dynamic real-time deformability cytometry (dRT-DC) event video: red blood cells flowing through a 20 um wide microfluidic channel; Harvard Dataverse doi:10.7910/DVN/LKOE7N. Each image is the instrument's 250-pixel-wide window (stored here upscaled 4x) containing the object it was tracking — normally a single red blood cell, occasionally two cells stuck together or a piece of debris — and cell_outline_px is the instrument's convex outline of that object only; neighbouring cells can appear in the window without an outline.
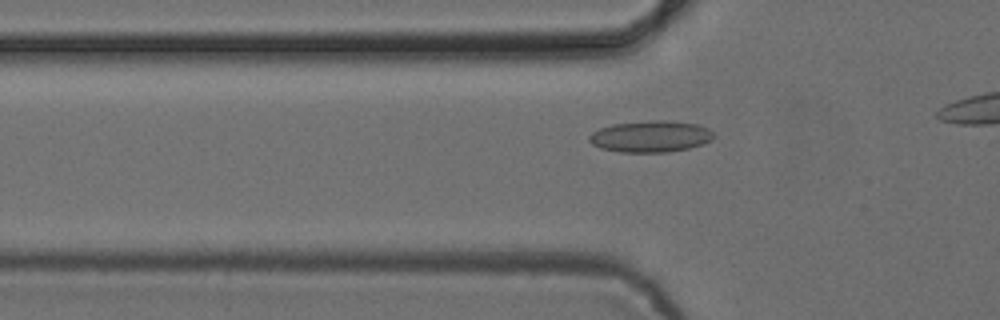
{"species": "common noctule bat (a hibernating species)", "species_latin": "Nyctalus noctula", "temperature_condition": "cold", "stored_images_in_passage": 32, "camera_frame_rate_fps": 3000, "um_per_image_px": 0.085, "animal": {"sex": "female", "body_mass_g": 24.6, "forearm_length_mm": 56.2}, "frame": {"image": 1, "passage_image": 13, "time_ms": 4.0, "image_size_px": [1000, 320], "cell_outline_px": [[716, 136], [712, 140], [704, 144], [688, 148], [668, 152], [620, 152], [600, 148], [592, 144], [588, 140], [588, 136], [592, 132], [600, 128], [612, 124], [652, 120], [668, 120], [696, 124], [708, 128], [716, 132]], "centroid_in_image_um": [55.33, 11.59], "position_along_channel_um": 70.5, "area_um2": 23.12}}
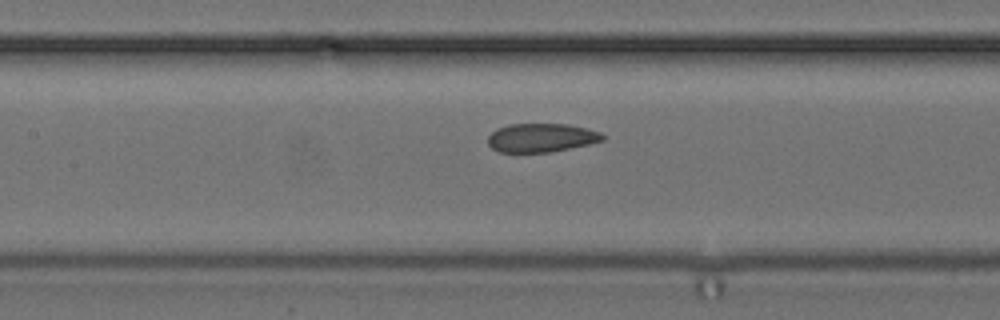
{"frame": {"image": 2, "passage_image": 20, "time_ms": 6.333, "image_size_px": [1000, 320], "cell_outline_px": [[604, 140], [588, 144], [552, 152], [500, 152], [492, 148], [488, 144], [488, 136], [496, 128], [508, 124], [568, 124], [600, 132], [604, 136]], "centroid_in_image_um": [45.98, 11.7], "position_along_channel_um": 161.4, "area_um2": 19.13}}
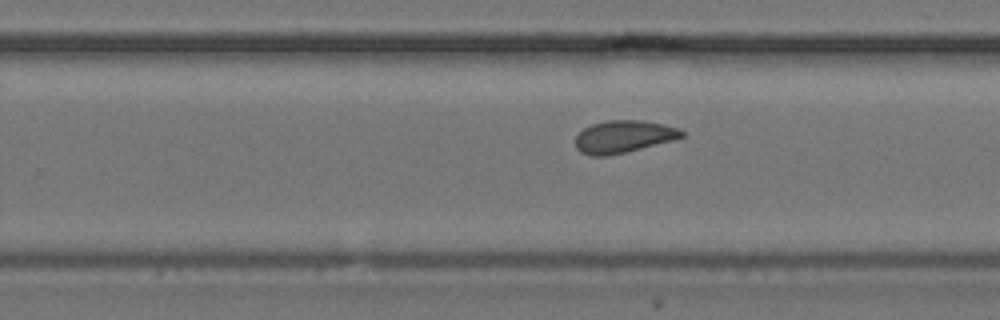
{"frame": {"image": 3, "passage_image": 29, "time_ms": 9.333, "image_size_px": [1000, 320], "cell_outline_px": [[684, 136], [672, 140], [608, 156], [592, 156], [580, 152], [576, 148], [576, 136], [584, 128], [592, 124], [604, 120], [644, 120], [664, 124], [676, 128], [684, 132]], "centroid_in_image_um": [52.96, 11.6], "position_along_channel_um": 276.8, "area_um2": 19.88}}